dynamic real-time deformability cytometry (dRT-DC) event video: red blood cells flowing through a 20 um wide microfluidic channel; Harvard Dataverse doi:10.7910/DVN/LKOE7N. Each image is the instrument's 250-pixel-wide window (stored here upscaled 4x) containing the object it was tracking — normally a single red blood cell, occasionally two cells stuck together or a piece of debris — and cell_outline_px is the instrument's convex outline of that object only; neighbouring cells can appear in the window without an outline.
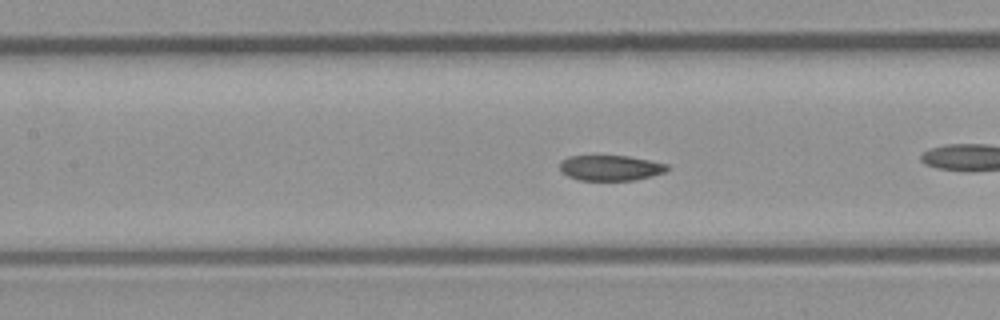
{"species": "common noctule bat (a hibernating species)", "species_latin": "Nyctalus noctula", "temperature_condition": "room temperature", "stored_images_in_passage": 51, "camera_frame_rate_fps": 3000, "um_per_image_px": 0.085, "animal": {"sex": "male", "body_mass_g": 23.1, "forearm_length_mm": 52.7}, "frame": {"image": 1, "passage_image": 22, "time_ms": 7.0, "image_size_px": [1000, 320], "cell_outline_px": [[668, 168], [664, 172], [652, 176], [636, 180], [580, 180], [568, 176], [560, 172], [560, 160], [568, 156], [628, 156], [668, 164]], "centroid_in_image_um": [51.86, 14.27], "position_along_channel_um": 155.5, "area_um2": 15.9}, "authors_computed_cell_mechanics": {"area_um2": 17.34, "velocity_mm_per_s": 4.0744, "shape_relaxation_time_tau1_ms": 4.4399, "shape_relaxation_time_tau2_ms": 1.5573, "deformation_change_tau1": 0.1082, "deformation_change_tau2": 0.0586}}